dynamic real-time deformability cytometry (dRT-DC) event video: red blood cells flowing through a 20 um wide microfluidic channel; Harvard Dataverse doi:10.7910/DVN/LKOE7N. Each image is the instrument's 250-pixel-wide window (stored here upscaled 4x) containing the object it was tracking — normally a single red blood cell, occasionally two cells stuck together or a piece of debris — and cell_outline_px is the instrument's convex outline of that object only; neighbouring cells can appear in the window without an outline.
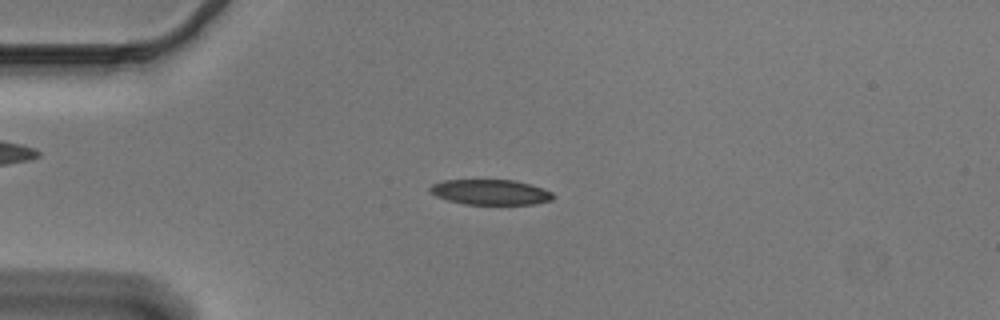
{"species": "Egyptian fruit bat (a non-hibernating species)", "species_latin": "Rousettus aegyptiacus", "temperature_condition": "cold", "stored_images_in_passage": 55, "camera_frame_rate_fps": 3000, "um_per_image_px": 0.085, "animal": {"sex": "male"}, "frame": {"image": 1, "passage_image": 13, "time_ms": 4.0, "image_size_px": [1000, 320], "cell_outline_px": [[556, 196], [552, 200], [536, 204], [464, 204], [448, 200], [436, 196], [428, 188], [432, 184], [444, 180], [516, 180], [532, 184], [552, 192]], "centroid_in_image_um": [41.73, 16.33], "position_along_channel_um": 43.3, "area_um2": 18.21}}
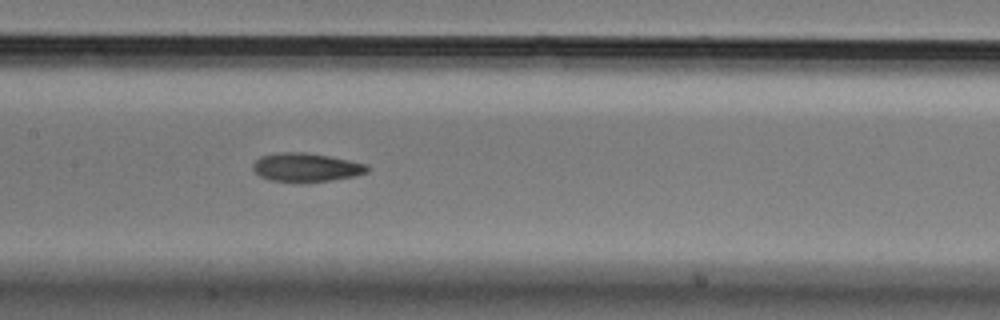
{"frame": {"image": 2, "passage_image": 26, "time_ms": 8.333, "image_size_px": [1000, 320], "cell_outline_px": [[372, 168], [368, 172], [352, 176], [328, 180], [272, 180], [260, 176], [252, 168], [252, 164], [260, 156], [280, 152], [308, 152], [368, 164]], "centroid_in_image_um": [26.04, 14.18], "position_along_channel_um": 181.4, "area_um2": 18.55}}
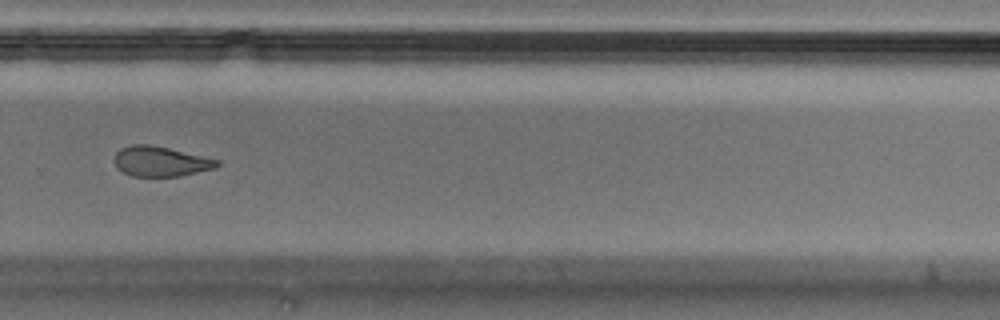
{"frame": {"image": 3, "passage_image": 37, "time_ms": 12.0, "image_size_px": [1000, 320], "cell_outline_px": [[220, 164], [216, 168], [180, 176], [132, 176], [116, 168], [116, 152], [120, 148], [132, 144], [152, 144], [220, 160]], "centroid_in_image_um": [13.67, 13.71], "position_along_channel_um": 316.1, "area_um2": 17.98}, "authors_computed_cell_mechanics": {"area_um2": 19.074, "velocity_mm_per_s": 3.689, "shape_relaxation_time_tau1_ms": 5.8384, "shape_relaxation_time_tau2_ms": 4.8607, "deformation_change_tau1": 0.1545, "deformation_change_tau2": 0.1306}}